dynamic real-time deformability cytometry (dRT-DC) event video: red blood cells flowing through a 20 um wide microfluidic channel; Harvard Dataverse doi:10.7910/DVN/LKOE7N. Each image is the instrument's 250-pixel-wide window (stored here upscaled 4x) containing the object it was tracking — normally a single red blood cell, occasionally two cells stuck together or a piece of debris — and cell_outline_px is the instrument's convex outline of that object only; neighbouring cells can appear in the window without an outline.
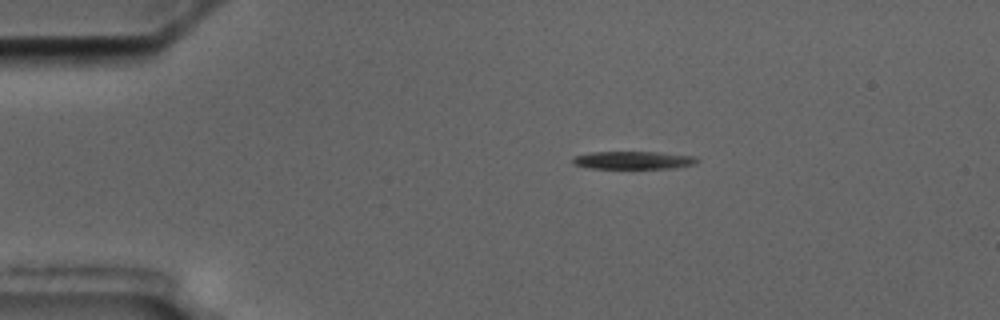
{"species": "common noctule bat (a hibernating species)", "species_latin": "Nyctalus noctula", "temperature_condition": "cold", "stored_images_in_passage": 4, "camera_frame_rate_fps": 3000, "um_per_image_px": 0.085, "animal": {"sex": "male", "body_mass_g": 17.5, "forearm_length_mm": 52.3}, "frame": {"image": 1, "passage_image": 2, "time_ms": 2.0, "image_size_px": [1000, 320], "cell_outline_px": [[700, 160], [696, 164], [676, 168], [588, 168], [572, 164], [572, 156], [592, 152], [656, 152], [696, 156]], "centroid_in_image_um": [53.84, 13.62], "position_along_channel_um": 31.2, "area_um2": 13.06}}